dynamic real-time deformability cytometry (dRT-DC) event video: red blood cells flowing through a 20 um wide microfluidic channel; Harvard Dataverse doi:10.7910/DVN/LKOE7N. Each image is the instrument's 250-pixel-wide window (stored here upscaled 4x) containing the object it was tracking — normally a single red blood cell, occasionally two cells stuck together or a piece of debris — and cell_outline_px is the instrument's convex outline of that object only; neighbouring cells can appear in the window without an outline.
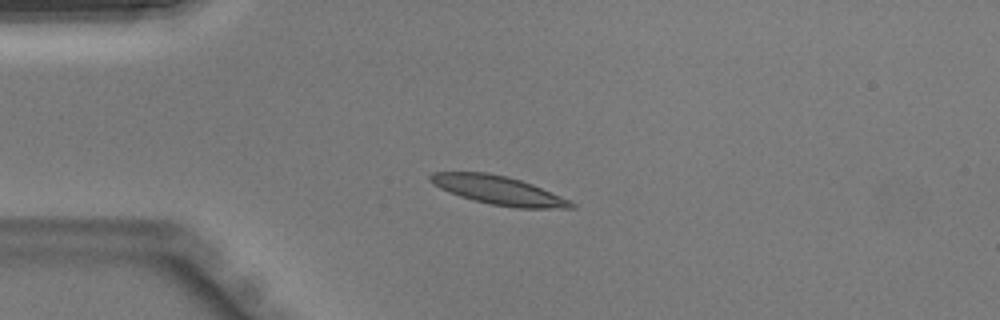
{"species": "Egyptian fruit bat (a non-hibernating species)", "species_latin": "Rousettus aegyptiacus", "temperature_condition": "warm", "stored_images_in_passage": 36, "camera_frame_rate_fps": 3000, "um_per_image_px": 0.085, "animal": {"sex": "male"}, "frame": {"image": 1, "passage_image": 3, "time_ms": 0.667, "image_size_px": [1000, 320], "cell_outline_px": [[576, 208], [516, 208], [492, 204], [472, 200], [460, 196], [440, 188], [432, 184], [428, 180], [428, 176], [432, 172], [488, 172], [520, 180], [532, 184], [568, 200], [576, 204]], "centroid_in_image_um": [42.32, 16.17], "position_along_channel_um": 42.7, "area_um2": 23.29}}
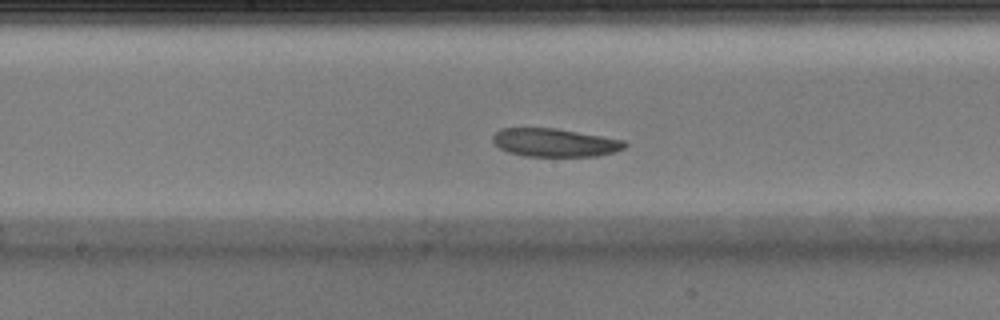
{"frame": {"image": 2, "passage_image": 15, "time_ms": 4.667, "image_size_px": [1000, 320], "cell_outline_px": [[628, 144], [624, 148], [616, 152], [596, 156], [524, 156], [508, 152], [500, 148], [492, 140], [492, 136], [500, 128], [556, 128], [624, 140]], "centroid_in_image_um": [47.16, 12.12], "position_along_channel_um": 201.0, "area_um2": 21.73}}
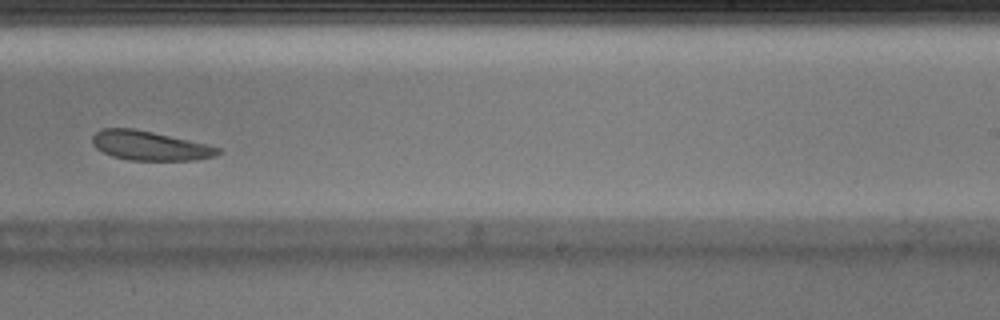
{"frame": {"image": 3, "passage_image": 20, "time_ms": 6.333, "image_size_px": [1000, 320], "cell_outline_px": [[220, 152], [216, 156], [196, 160], [128, 160], [112, 156], [96, 148], [92, 144], [92, 136], [100, 128], [132, 128], [152, 132], [208, 144], [220, 148]], "centroid_in_image_um": [12.72, 12.38], "position_along_channel_um": 276.3, "area_um2": 21.44}}